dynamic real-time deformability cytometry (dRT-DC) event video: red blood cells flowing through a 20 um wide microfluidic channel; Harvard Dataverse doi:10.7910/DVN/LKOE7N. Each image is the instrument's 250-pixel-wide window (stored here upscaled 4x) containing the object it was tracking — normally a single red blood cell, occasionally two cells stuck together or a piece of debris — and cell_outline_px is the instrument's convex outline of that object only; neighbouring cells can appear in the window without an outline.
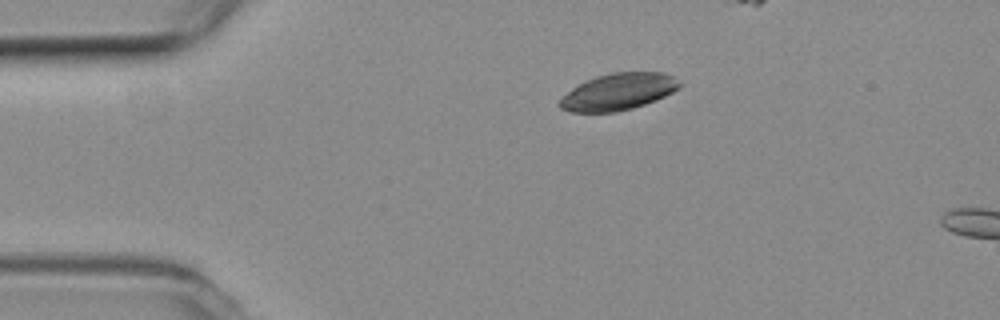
{"species": "common noctule bat (a hibernating species)", "species_latin": "Nyctalus noctula", "temperature_condition": "room temperature", "stored_images_in_passage": 2, "camera_frame_rate_fps": 3000, "um_per_image_px": 0.085, "animal": {"sex": "female", "body_mass_g": 19.3, "forearm_length_mm": 54.1}, "frame": {"image": 1, "passage_image": 1, "time_ms": 0.0, "image_size_px": [1000, 320], "cell_outline_px": [[680, 88], [656, 100], [632, 108], [616, 112], [572, 112], [560, 108], [556, 104], [560, 96], [572, 88], [596, 76], [612, 72], [664, 72], [672, 76], [680, 84]], "centroid_in_image_um": [52.5, 7.8], "position_along_channel_um": 32.5, "area_um2": 25.66}}